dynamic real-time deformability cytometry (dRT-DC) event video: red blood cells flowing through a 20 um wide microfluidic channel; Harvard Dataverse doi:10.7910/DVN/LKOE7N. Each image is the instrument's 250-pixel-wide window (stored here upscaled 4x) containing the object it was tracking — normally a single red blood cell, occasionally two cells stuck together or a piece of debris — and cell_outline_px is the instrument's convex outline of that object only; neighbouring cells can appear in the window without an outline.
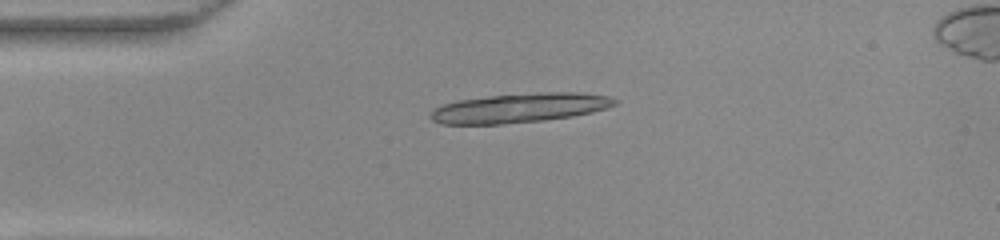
{"species": "common noctule bat (a hibernating species)", "species_latin": "Nyctalus noctula", "temperature_condition": "warm", "stored_images_in_passage": 38, "camera_frame_rate_fps": 3000, "um_per_image_px": 0.085, "animal": {"sex": "female", "body_mass_g": 22.0, "forearm_length_mm": 56.7}, "frame": {"image": 1, "passage_image": 12, "time_ms": 3.667, "image_size_px": [1000, 240], "cell_outline_px": [[620, 100], [616, 104], [592, 112], [572, 116], [544, 120], [500, 124], [440, 124], [432, 120], [428, 116], [436, 108], [444, 104], [460, 100], [492, 96], [548, 92], [576, 92], [608, 96]], "centroid_in_image_um": [44.18, 9.18], "position_along_channel_um": 40.8, "area_um2": 31.1}}